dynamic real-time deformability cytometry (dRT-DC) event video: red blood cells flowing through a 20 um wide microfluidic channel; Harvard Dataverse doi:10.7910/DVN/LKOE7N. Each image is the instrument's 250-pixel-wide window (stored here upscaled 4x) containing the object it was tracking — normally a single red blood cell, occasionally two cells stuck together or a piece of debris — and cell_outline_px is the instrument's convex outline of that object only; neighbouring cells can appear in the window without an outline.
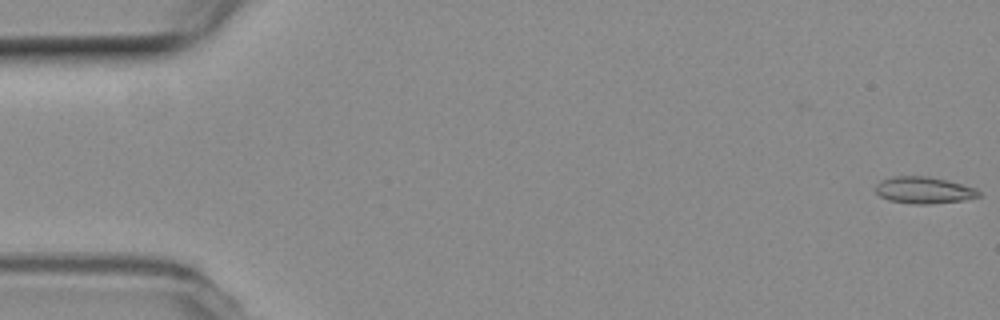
{"species": "common noctule bat (a hibernating species)", "species_latin": "Nyctalus noctula", "temperature_condition": "room temperature", "stored_images_in_passage": 50, "camera_frame_rate_fps": 3000, "um_per_image_px": 0.085, "animal": {"sex": "female", "body_mass_g": 19.3, "forearm_length_mm": 54.1}, "frame": {"image": 1, "passage_image": 1, "time_ms": 0.0, "image_size_px": [1000, 320], "cell_outline_px": [[980, 196], [964, 200], [928, 204], [912, 204], [888, 200], [880, 196], [876, 192], [876, 184], [880, 180], [892, 176], [928, 176], [948, 180], [976, 188], [980, 192]], "centroid_in_image_um": [78.52, 16.16], "position_along_channel_um": 6.5, "area_um2": 16.18}}
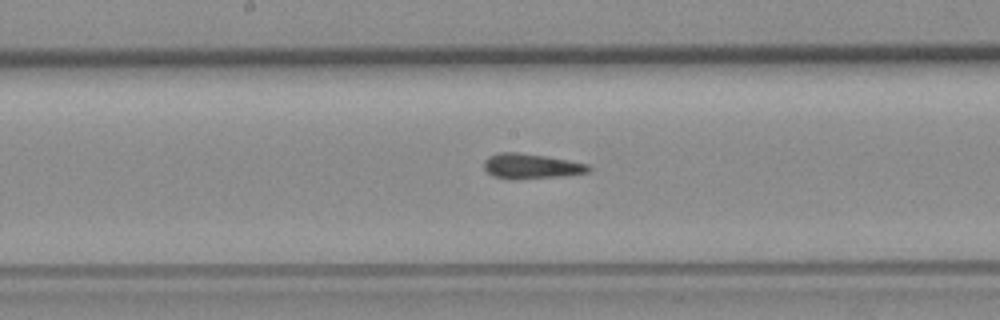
{"frame": {"image": 2, "passage_image": 28, "time_ms": 9.0, "image_size_px": [1000, 320], "cell_outline_px": [[592, 172], [564, 176], [512, 180], [496, 176], [488, 172], [484, 168], [484, 160], [488, 156], [496, 152], [520, 152], [548, 156], [588, 164], [592, 168]], "centroid_in_image_um": [45.18, 14.12], "position_along_channel_um": 203.0, "area_um2": 15.61}}
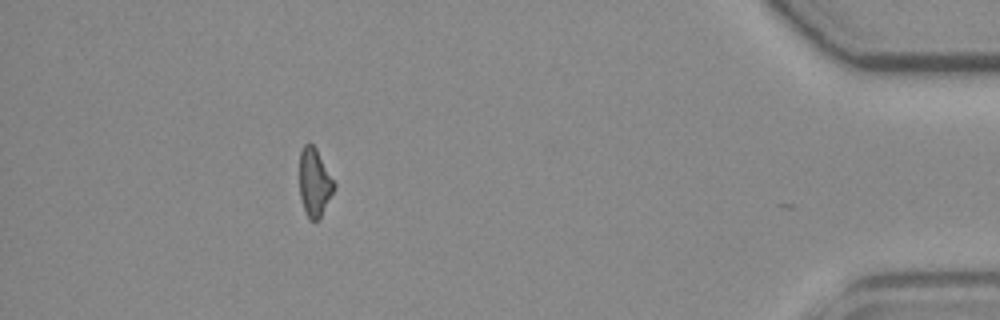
{"frame": {"image": 3, "passage_image": 49, "time_ms": 16.0, "image_size_px": [1000, 320], "cell_outline_px": [[336, 184], [320, 216], [316, 220], [312, 220], [308, 216], [304, 208], [300, 196], [300, 152], [304, 144], [308, 140], [316, 148]], "centroid_in_image_um": [26.72, 15.43], "position_along_channel_um": 408.5, "area_um2": 13.35}, "authors_computed_cell_mechanics": {"area_um2": 15.2303, "velocity_mm_per_s": 3.7962, "shape_relaxation_time_tau1_ms": null, "shape_relaxation_time_tau2_ms": 2.1283, "deformation_change_tau1": null, "deformation_change_tau2": 0.0881}}